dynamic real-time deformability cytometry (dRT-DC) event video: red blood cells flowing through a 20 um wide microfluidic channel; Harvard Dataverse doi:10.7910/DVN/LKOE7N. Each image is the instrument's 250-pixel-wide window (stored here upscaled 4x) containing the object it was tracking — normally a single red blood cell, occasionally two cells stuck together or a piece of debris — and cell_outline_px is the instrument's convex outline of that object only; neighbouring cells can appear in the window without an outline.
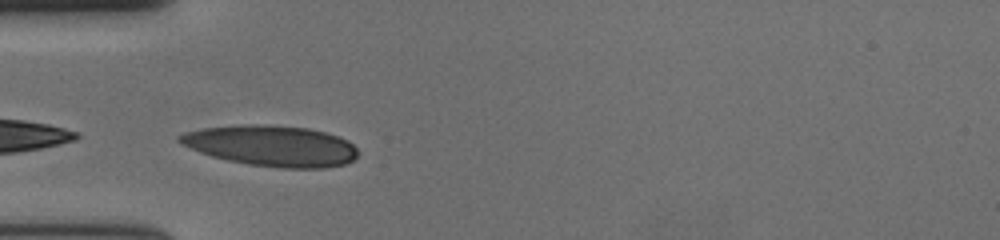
{"species": "human", "species_latin": "Homo sapiens", "temperature_condition": "cold", "stored_images_in_passage": 30, "camera_frame_rate_fps": 3000, "um_per_image_px": 0.085, "donor": {"sex": "female"}, "frame": {"image": 1, "passage_image": 1, "time_ms": 0.0, "image_size_px": [1000, 240], "cell_outline_px": [[356, 156], [352, 160], [344, 164], [324, 168], [280, 168], [248, 164], [228, 160], [212, 156], [200, 152], [180, 144], [176, 140], [176, 136], [184, 132], [200, 128], [236, 124], [272, 124], [308, 128], [324, 132], [348, 140], [356, 148]], "centroid_in_image_um": [23.01, 12.37], "position_along_channel_um": 62.0, "area_um2": 42.71}}
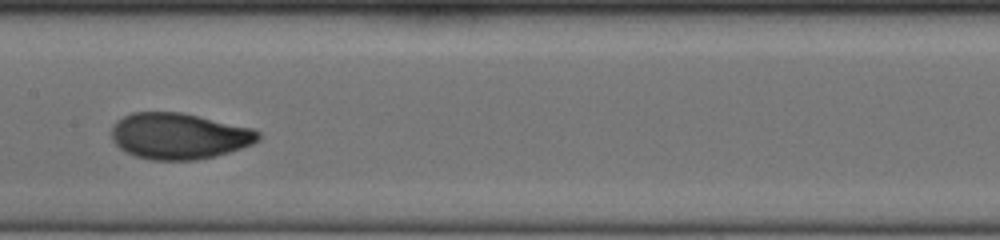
{"frame": {"image": 2, "passage_image": 12, "time_ms": 3.667, "image_size_px": [1000, 240], "cell_outline_px": [[260, 140], [252, 144], [216, 156], [196, 160], [152, 160], [136, 156], [120, 148], [112, 140], [112, 128], [116, 120], [132, 112], [180, 112], [252, 128], [260, 132]], "centroid_in_image_um": [15.21, 11.56], "position_along_channel_um": 192.2, "area_um2": 39.3}}
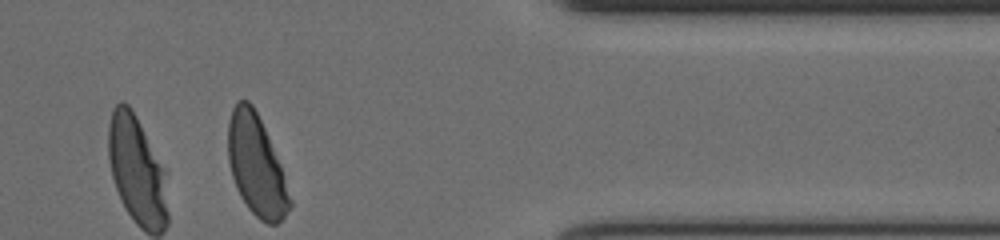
{"frame": {"image": 3, "passage_image": 30, "time_ms": 9.667, "image_size_px": [1000, 240], "cell_outline_px": [[292, 204], [284, 216], [276, 224], [268, 224], [260, 220], [248, 208], [240, 196], [236, 188], [232, 176], [228, 160], [228, 120], [232, 108], [236, 100], [248, 100], [252, 104], [264, 128], [280, 164], [292, 200]], "centroid_in_image_um": [21.77, 14.07], "position_along_channel_um": 389.6, "area_um2": 35.89}, "authors_computed_cell_mechanics": {"area_um2": 38.3214, "velocity_mm_per_s": 3.6301, "shape_relaxation_time_tau1_ms": 3.7168, "shape_relaxation_time_tau2_ms": null, "deformation_change_tau1": 0.1653, "deformation_change_tau2": null}}